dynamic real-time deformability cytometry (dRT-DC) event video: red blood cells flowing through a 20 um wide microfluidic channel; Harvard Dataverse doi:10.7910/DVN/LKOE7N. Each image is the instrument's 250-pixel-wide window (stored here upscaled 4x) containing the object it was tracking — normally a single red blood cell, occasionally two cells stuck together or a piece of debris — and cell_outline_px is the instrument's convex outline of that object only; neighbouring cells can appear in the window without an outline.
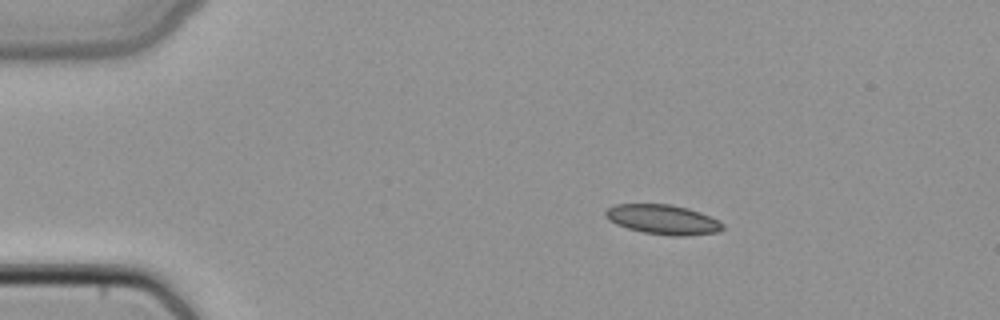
{"species": "common noctule bat (a hibernating species)", "species_latin": "Nyctalus noctula", "temperature_condition": "cold", "stored_images_in_passage": 49, "camera_frame_rate_fps": 3000, "um_per_image_px": 0.085, "animal": {"sex": "female", "body_mass_g": 22.7, "forearm_length_mm": 54.2}, "frame": {"image": 1, "passage_image": 9, "time_ms": 2.667, "image_size_px": [1000, 320], "cell_outline_px": [[724, 228], [720, 232], [688, 236], [672, 236], [644, 232], [628, 228], [616, 224], [608, 220], [604, 216], [604, 212], [608, 208], [616, 204], [668, 204], [688, 208], [700, 212], [720, 220], [724, 224]], "centroid_in_image_um": [56.38, 18.66], "position_along_channel_um": 28.6, "area_um2": 20.46}}
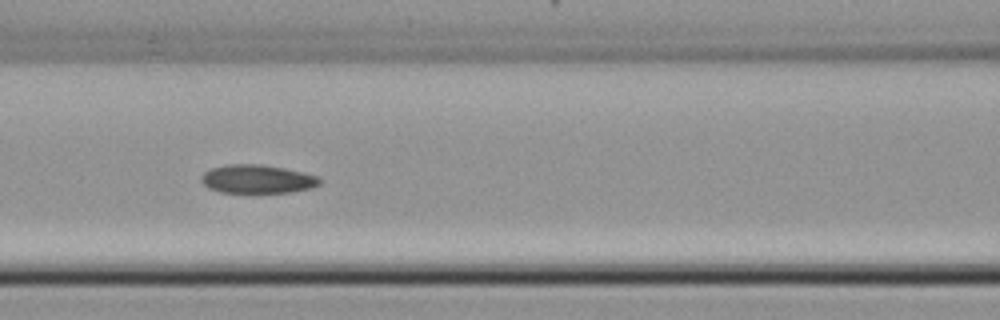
{"frame": {"image": 2, "passage_image": 22, "time_ms": 7.0, "image_size_px": [1000, 320], "cell_outline_px": [[320, 184], [312, 188], [292, 192], [220, 192], [208, 188], [200, 180], [200, 176], [204, 172], [212, 168], [228, 164], [260, 164], [284, 168], [304, 172], [316, 176], [320, 180]], "centroid_in_image_um": [21.86, 15.21], "position_along_channel_um": 144.7, "area_um2": 19.65}}
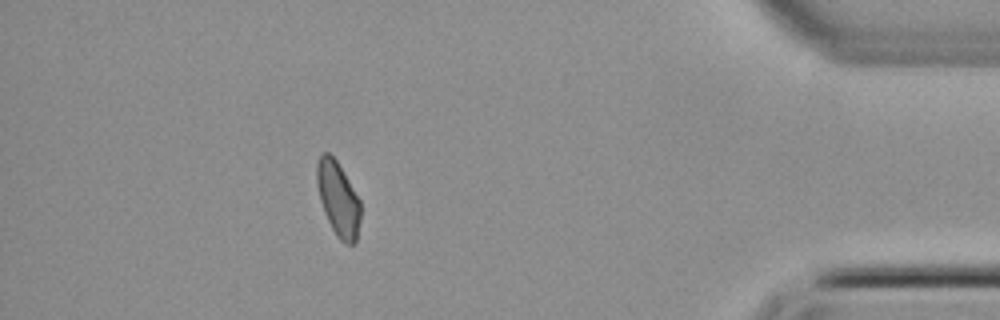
{"frame": {"image": 3, "passage_image": 44, "time_ms": 14.333, "image_size_px": [1000, 320], "cell_outline_px": [[360, 220], [356, 244], [348, 244], [340, 240], [336, 236], [324, 212], [320, 200], [316, 184], [316, 160], [320, 152], [328, 152], [336, 160], [360, 200]], "centroid_in_image_um": [28.72, 16.89], "position_along_channel_um": 406.5, "area_um2": 19.07}}